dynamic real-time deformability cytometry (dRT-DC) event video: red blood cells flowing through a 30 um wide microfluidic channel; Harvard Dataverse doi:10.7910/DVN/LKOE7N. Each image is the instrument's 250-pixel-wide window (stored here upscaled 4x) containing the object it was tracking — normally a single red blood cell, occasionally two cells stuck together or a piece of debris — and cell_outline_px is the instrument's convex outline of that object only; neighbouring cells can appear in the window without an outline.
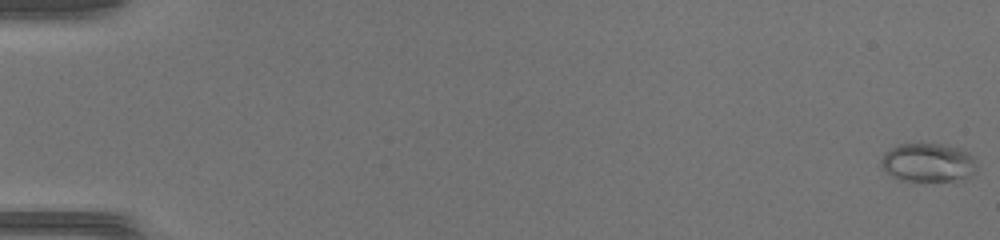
{"species": "common noctule bat (a hibernating species)", "species_latin": "Nyctalus noctula", "temperature_condition": "warm", "stored_images_in_passage": 52, "camera_frame_rate_fps": 3000, "um_per_image_px": 0.085, "animal": {"sex": "female", "body_mass_g": 17.0, "forearm_length_mm": 48.0}, "frame": {"image": 1, "passage_image": 1, "time_ms": 0.0, "image_size_px": [1000, 240], "cell_outline_px": [[976, 172], [972, 176], [952, 180], [900, 180], [888, 176], [880, 164], [880, 160], [884, 152], [900, 144], [944, 144], [960, 148], [968, 152], [976, 160]], "centroid_in_image_um": [78.87, 13.81], "position_along_channel_um": 6.1, "area_um2": 21.68}}
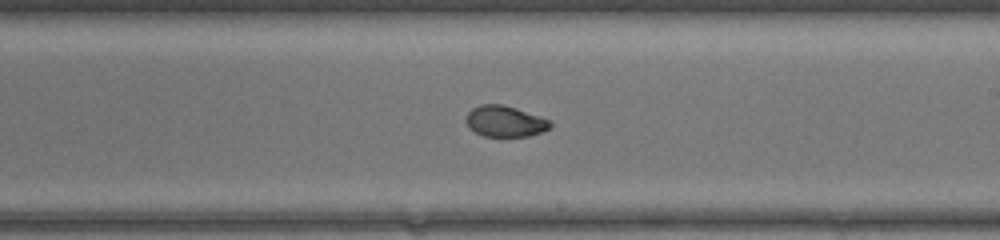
{"frame": {"image": 2, "passage_image": 32, "time_ms": 10.333, "image_size_px": [1000, 240], "cell_outline_px": [[552, 124], [548, 128], [540, 132], [528, 136], [484, 136], [468, 128], [464, 120], [464, 116], [472, 108], [480, 104], [500, 104], [516, 108], [552, 120]], "centroid_in_image_um": [42.88, 10.3], "position_along_channel_um": 246.1, "area_um2": 15.32}}
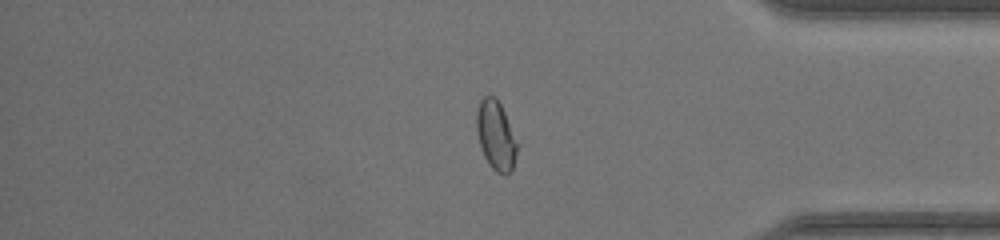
{"frame": {"image": 3, "passage_image": 44, "time_ms": 14.333, "image_size_px": [1000, 240], "cell_outline_px": [[516, 156], [512, 172], [504, 176], [496, 172], [492, 168], [484, 156], [480, 144], [476, 128], [476, 112], [480, 100], [484, 96], [496, 96], [504, 112], [516, 144]], "centroid_in_image_um": [42.12, 11.53], "position_along_channel_um": 393.1, "area_um2": 16.07}, "authors_computed_cell_mechanics": {"area_um2": 17.1088, "velocity_mm_per_s": 4.1591, "shape_relaxation_time_tau1_ms": null, "shape_relaxation_time_tau2_ms": 1.4335, "deformation_change_tau1": null, "deformation_change_tau2": 0.042}}